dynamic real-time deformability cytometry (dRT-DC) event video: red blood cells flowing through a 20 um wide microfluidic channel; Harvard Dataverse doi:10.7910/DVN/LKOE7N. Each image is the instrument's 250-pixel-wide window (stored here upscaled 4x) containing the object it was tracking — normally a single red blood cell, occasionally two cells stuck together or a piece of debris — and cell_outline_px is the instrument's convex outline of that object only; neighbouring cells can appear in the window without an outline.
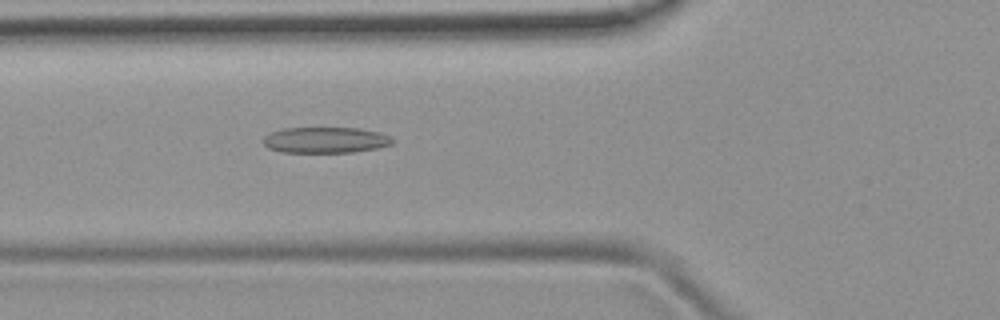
{"species": "common noctule bat (a hibernating species)", "species_latin": "Nyctalus noctula", "temperature_condition": "room temperature", "stored_images_in_passage": 5, "camera_frame_rate_fps": 3000, "um_per_image_px": 0.085, "animal": {"sex": "female", "body_mass_g": 19.9}, "frame": {"image": 1, "passage_image": 5, "time_ms": 7.667, "image_size_px": [1000, 320], "cell_outline_px": [[396, 140], [392, 144], [376, 148], [352, 152], [280, 152], [268, 148], [264, 144], [264, 136], [272, 132], [284, 128], [360, 128], [380, 132], [392, 136]], "centroid_in_image_um": [27.71, 11.9], "position_along_channel_um": 98.1, "area_um2": 19.59}}